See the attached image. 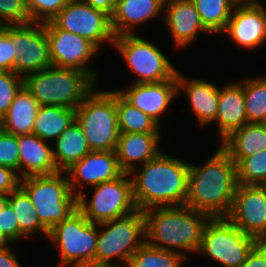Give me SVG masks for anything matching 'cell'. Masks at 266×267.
Instances as JSON below:
<instances>
[{
  "instance_id": "7c38bea8",
  "label": "cell",
  "mask_w": 266,
  "mask_h": 267,
  "mask_svg": "<svg viewBox=\"0 0 266 267\" xmlns=\"http://www.w3.org/2000/svg\"><path fill=\"white\" fill-rule=\"evenodd\" d=\"M51 22L59 29L87 39L99 51L102 44L108 43L113 46L115 36L111 27V17L83 0H69Z\"/></svg>"
},
{
  "instance_id": "8d00e7d4",
  "label": "cell",
  "mask_w": 266,
  "mask_h": 267,
  "mask_svg": "<svg viewBox=\"0 0 266 267\" xmlns=\"http://www.w3.org/2000/svg\"><path fill=\"white\" fill-rule=\"evenodd\" d=\"M0 21L4 25L31 23L26 0H0Z\"/></svg>"
},
{
  "instance_id": "c3c4849f",
  "label": "cell",
  "mask_w": 266,
  "mask_h": 267,
  "mask_svg": "<svg viewBox=\"0 0 266 267\" xmlns=\"http://www.w3.org/2000/svg\"><path fill=\"white\" fill-rule=\"evenodd\" d=\"M4 24L0 21V32L3 30Z\"/></svg>"
},
{
  "instance_id": "9c48e42d",
  "label": "cell",
  "mask_w": 266,
  "mask_h": 267,
  "mask_svg": "<svg viewBox=\"0 0 266 267\" xmlns=\"http://www.w3.org/2000/svg\"><path fill=\"white\" fill-rule=\"evenodd\" d=\"M90 201L84 190L77 196V209L92 223H102L127 216L137 209L129 173L91 187Z\"/></svg>"
},
{
  "instance_id": "30bf717a",
  "label": "cell",
  "mask_w": 266,
  "mask_h": 267,
  "mask_svg": "<svg viewBox=\"0 0 266 267\" xmlns=\"http://www.w3.org/2000/svg\"><path fill=\"white\" fill-rule=\"evenodd\" d=\"M113 47L119 51L130 71L137 75L136 84L163 82L177 74V68L163 51L137 34L116 36Z\"/></svg>"
},
{
  "instance_id": "4dcf8cb0",
  "label": "cell",
  "mask_w": 266,
  "mask_h": 267,
  "mask_svg": "<svg viewBox=\"0 0 266 267\" xmlns=\"http://www.w3.org/2000/svg\"><path fill=\"white\" fill-rule=\"evenodd\" d=\"M204 28L210 34H222L234 10L232 0H191Z\"/></svg>"
},
{
  "instance_id": "f1b7e54d",
  "label": "cell",
  "mask_w": 266,
  "mask_h": 267,
  "mask_svg": "<svg viewBox=\"0 0 266 267\" xmlns=\"http://www.w3.org/2000/svg\"><path fill=\"white\" fill-rule=\"evenodd\" d=\"M9 206L19 224V241L39 233L48 238L49 231L40 223L35 206L20 186L9 194Z\"/></svg>"
},
{
  "instance_id": "484cf974",
  "label": "cell",
  "mask_w": 266,
  "mask_h": 267,
  "mask_svg": "<svg viewBox=\"0 0 266 267\" xmlns=\"http://www.w3.org/2000/svg\"><path fill=\"white\" fill-rule=\"evenodd\" d=\"M38 101L23 86L15 95L7 113L0 119V128L16 136L33 133Z\"/></svg>"
},
{
  "instance_id": "ab89813d",
  "label": "cell",
  "mask_w": 266,
  "mask_h": 267,
  "mask_svg": "<svg viewBox=\"0 0 266 267\" xmlns=\"http://www.w3.org/2000/svg\"><path fill=\"white\" fill-rule=\"evenodd\" d=\"M16 55L17 51L13 47L10 36L2 30L0 32V71L14 72V60Z\"/></svg>"
},
{
  "instance_id": "d6a6232c",
  "label": "cell",
  "mask_w": 266,
  "mask_h": 267,
  "mask_svg": "<svg viewBox=\"0 0 266 267\" xmlns=\"http://www.w3.org/2000/svg\"><path fill=\"white\" fill-rule=\"evenodd\" d=\"M247 123H264L266 120V76L243 80Z\"/></svg>"
},
{
  "instance_id": "2e32d148",
  "label": "cell",
  "mask_w": 266,
  "mask_h": 267,
  "mask_svg": "<svg viewBox=\"0 0 266 267\" xmlns=\"http://www.w3.org/2000/svg\"><path fill=\"white\" fill-rule=\"evenodd\" d=\"M71 191L79 196L84 187L112 181L124 172L120 169L115 151H90L84 158L64 171Z\"/></svg>"
},
{
  "instance_id": "b9f144b4",
  "label": "cell",
  "mask_w": 266,
  "mask_h": 267,
  "mask_svg": "<svg viewBox=\"0 0 266 267\" xmlns=\"http://www.w3.org/2000/svg\"><path fill=\"white\" fill-rule=\"evenodd\" d=\"M240 267H266V242H258Z\"/></svg>"
},
{
  "instance_id": "8992f818",
  "label": "cell",
  "mask_w": 266,
  "mask_h": 267,
  "mask_svg": "<svg viewBox=\"0 0 266 267\" xmlns=\"http://www.w3.org/2000/svg\"><path fill=\"white\" fill-rule=\"evenodd\" d=\"M20 187L29 196L40 223L48 231L77 209V196L71 191L64 171L21 178Z\"/></svg>"
},
{
  "instance_id": "f546056e",
  "label": "cell",
  "mask_w": 266,
  "mask_h": 267,
  "mask_svg": "<svg viewBox=\"0 0 266 267\" xmlns=\"http://www.w3.org/2000/svg\"><path fill=\"white\" fill-rule=\"evenodd\" d=\"M116 110L120 133L162 132V128L152 118L130 104L117 90Z\"/></svg>"
},
{
  "instance_id": "4fadbf2b",
  "label": "cell",
  "mask_w": 266,
  "mask_h": 267,
  "mask_svg": "<svg viewBox=\"0 0 266 267\" xmlns=\"http://www.w3.org/2000/svg\"><path fill=\"white\" fill-rule=\"evenodd\" d=\"M17 51L14 73L22 77L52 66L49 43L43 23L31 22L23 25H4Z\"/></svg>"
},
{
  "instance_id": "277c9868",
  "label": "cell",
  "mask_w": 266,
  "mask_h": 267,
  "mask_svg": "<svg viewBox=\"0 0 266 267\" xmlns=\"http://www.w3.org/2000/svg\"><path fill=\"white\" fill-rule=\"evenodd\" d=\"M97 82L86 72L51 66L23 77V86L40 106L76 109L95 89Z\"/></svg>"
},
{
  "instance_id": "8fae6325",
  "label": "cell",
  "mask_w": 266,
  "mask_h": 267,
  "mask_svg": "<svg viewBox=\"0 0 266 267\" xmlns=\"http://www.w3.org/2000/svg\"><path fill=\"white\" fill-rule=\"evenodd\" d=\"M257 243L227 217H216L206 224L197 254L208 256L221 267H240Z\"/></svg>"
},
{
  "instance_id": "7dc6e473",
  "label": "cell",
  "mask_w": 266,
  "mask_h": 267,
  "mask_svg": "<svg viewBox=\"0 0 266 267\" xmlns=\"http://www.w3.org/2000/svg\"><path fill=\"white\" fill-rule=\"evenodd\" d=\"M264 191L266 192V180L260 185Z\"/></svg>"
},
{
  "instance_id": "d590c367",
  "label": "cell",
  "mask_w": 266,
  "mask_h": 267,
  "mask_svg": "<svg viewBox=\"0 0 266 267\" xmlns=\"http://www.w3.org/2000/svg\"><path fill=\"white\" fill-rule=\"evenodd\" d=\"M22 87V76L13 71H0V119L7 113L15 95Z\"/></svg>"
},
{
  "instance_id": "5b68a950",
  "label": "cell",
  "mask_w": 266,
  "mask_h": 267,
  "mask_svg": "<svg viewBox=\"0 0 266 267\" xmlns=\"http://www.w3.org/2000/svg\"><path fill=\"white\" fill-rule=\"evenodd\" d=\"M144 243L145 218L139 209L127 216L98 223L96 267H126L130 257Z\"/></svg>"
},
{
  "instance_id": "f6af8a7d",
  "label": "cell",
  "mask_w": 266,
  "mask_h": 267,
  "mask_svg": "<svg viewBox=\"0 0 266 267\" xmlns=\"http://www.w3.org/2000/svg\"><path fill=\"white\" fill-rule=\"evenodd\" d=\"M234 9H266L259 0H232Z\"/></svg>"
},
{
  "instance_id": "cb8c5ba5",
  "label": "cell",
  "mask_w": 266,
  "mask_h": 267,
  "mask_svg": "<svg viewBox=\"0 0 266 267\" xmlns=\"http://www.w3.org/2000/svg\"><path fill=\"white\" fill-rule=\"evenodd\" d=\"M236 82H229L221 87L219 86L218 112L212 122H216V125H218L219 142L232 130L240 128L247 123L243 80Z\"/></svg>"
},
{
  "instance_id": "ee69618b",
  "label": "cell",
  "mask_w": 266,
  "mask_h": 267,
  "mask_svg": "<svg viewBox=\"0 0 266 267\" xmlns=\"http://www.w3.org/2000/svg\"><path fill=\"white\" fill-rule=\"evenodd\" d=\"M85 3L91 5L93 8L105 12L110 17L115 11L116 3L114 0H83Z\"/></svg>"
},
{
  "instance_id": "bcb514c9",
  "label": "cell",
  "mask_w": 266,
  "mask_h": 267,
  "mask_svg": "<svg viewBox=\"0 0 266 267\" xmlns=\"http://www.w3.org/2000/svg\"><path fill=\"white\" fill-rule=\"evenodd\" d=\"M13 243L14 242L8 236L0 232V250L11 248L9 245Z\"/></svg>"
},
{
  "instance_id": "52a82bcc",
  "label": "cell",
  "mask_w": 266,
  "mask_h": 267,
  "mask_svg": "<svg viewBox=\"0 0 266 267\" xmlns=\"http://www.w3.org/2000/svg\"><path fill=\"white\" fill-rule=\"evenodd\" d=\"M75 121L83 130L91 151H115L120 134L116 90L95 88L76 108Z\"/></svg>"
},
{
  "instance_id": "4316f807",
  "label": "cell",
  "mask_w": 266,
  "mask_h": 267,
  "mask_svg": "<svg viewBox=\"0 0 266 267\" xmlns=\"http://www.w3.org/2000/svg\"><path fill=\"white\" fill-rule=\"evenodd\" d=\"M54 142L53 157L59 171H65L91 151L83 130L76 121Z\"/></svg>"
},
{
  "instance_id": "7bdbcfd3",
  "label": "cell",
  "mask_w": 266,
  "mask_h": 267,
  "mask_svg": "<svg viewBox=\"0 0 266 267\" xmlns=\"http://www.w3.org/2000/svg\"><path fill=\"white\" fill-rule=\"evenodd\" d=\"M0 267H22V265L18 261L17 253L7 248L0 250Z\"/></svg>"
},
{
  "instance_id": "60d3db41",
  "label": "cell",
  "mask_w": 266,
  "mask_h": 267,
  "mask_svg": "<svg viewBox=\"0 0 266 267\" xmlns=\"http://www.w3.org/2000/svg\"><path fill=\"white\" fill-rule=\"evenodd\" d=\"M20 176L8 167L0 165V194H10L20 186Z\"/></svg>"
},
{
  "instance_id": "f35d334b",
  "label": "cell",
  "mask_w": 266,
  "mask_h": 267,
  "mask_svg": "<svg viewBox=\"0 0 266 267\" xmlns=\"http://www.w3.org/2000/svg\"><path fill=\"white\" fill-rule=\"evenodd\" d=\"M0 232L8 236L14 244L19 241V224L9 206V194H0Z\"/></svg>"
},
{
  "instance_id": "d4e9b609",
  "label": "cell",
  "mask_w": 266,
  "mask_h": 267,
  "mask_svg": "<svg viewBox=\"0 0 266 267\" xmlns=\"http://www.w3.org/2000/svg\"><path fill=\"white\" fill-rule=\"evenodd\" d=\"M237 165L243 158L266 150V125L246 123L232 130L219 145Z\"/></svg>"
},
{
  "instance_id": "ba28073f",
  "label": "cell",
  "mask_w": 266,
  "mask_h": 267,
  "mask_svg": "<svg viewBox=\"0 0 266 267\" xmlns=\"http://www.w3.org/2000/svg\"><path fill=\"white\" fill-rule=\"evenodd\" d=\"M98 224L76 209L49 230L48 238L59 250V267H96Z\"/></svg>"
},
{
  "instance_id": "e575fe53",
  "label": "cell",
  "mask_w": 266,
  "mask_h": 267,
  "mask_svg": "<svg viewBox=\"0 0 266 267\" xmlns=\"http://www.w3.org/2000/svg\"><path fill=\"white\" fill-rule=\"evenodd\" d=\"M69 0H26L31 22L52 21L66 6Z\"/></svg>"
},
{
  "instance_id": "3957f363",
  "label": "cell",
  "mask_w": 266,
  "mask_h": 267,
  "mask_svg": "<svg viewBox=\"0 0 266 267\" xmlns=\"http://www.w3.org/2000/svg\"><path fill=\"white\" fill-rule=\"evenodd\" d=\"M143 212L147 244L185 258L189 253L197 254L204 228L211 219L208 214L185 205L157 206Z\"/></svg>"
},
{
  "instance_id": "ac0fdd59",
  "label": "cell",
  "mask_w": 266,
  "mask_h": 267,
  "mask_svg": "<svg viewBox=\"0 0 266 267\" xmlns=\"http://www.w3.org/2000/svg\"><path fill=\"white\" fill-rule=\"evenodd\" d=\"M163 21L171 33L175 47H189L200 32L210 34L203 26L199 13L191 0H170L164 2Z\"/></svg>"
},
{
  "instance_id": "836d02e7",
  "label": "cell",
  "mask_w": 266,
  "mask_h": 267,
  "mask_svg": "<svg viewBox=\"0 0 266 267\" xmlns=\"http://www.w3.org/2000/svg\"><path fill=\"white\" fill-rule=\"evenodd\" d=\"M236 166L238 185H261L266 180V150L243 158Z\"/></svg>"
},
{
  "instance_id": "d6986e66",
  "label": "cell",
  "mask_w": 266,
  "mask_h": 267,
  "mask_svg": "<svg viewBox=\"0 0 266 267\" xmlns=\"http://www.w3.org/2000/svg\"><path fill=\"white\" fill-rule=\"evenodd\" d=\"M176 75L178 95L181 91L186 93L199 125L204 127L211 124L218 112L219 87L201 77L189 79L179 70Z\"/></svg>"
},
{
  "instance_id": "74e56055",
  "label": "cell",
  "mask_w": 266,
  "mask_h": 267,
  "mask_svg": "<svg viewBox=\"0 0 266 267\" xmlns=\"http://www.w3.org/2000/svg\"><path fill=\"white\" fill-rule=\"evenodd\" d=\"M0 165L16 171L19 175V146L17 136L0 128Z\"/></svg>"
},
{
  "instance_id": "6da1fadb",
  "label": "cell",
  "mask_w": 266,
  "mask_h": 267,
  "mask_svg": "<svg viewBox=\"0 0 266 267\" xmlns=\"http://www.w3.org/2000/svg\"><path fill=\"white\" fill-rule=\"evenodd\" d=\"M237 186V166L219 146L203 165L189 164L185 206L211 218L227 217Z\"/></svg>"
},
{
  "instance_id": "e0dca14e",
  "label": "cell",
  "mask_w": 266,
  "mask_h": 267,
  "mask_svg": "<svg viewBox=\"0 0 266 267\" xmlns=\"http://www.w3.org/2000/svg\"><path fill=\"white\" fill-rule=\"evenodd\" d=\"M132 85V86H131ZM117 91L133 106L152 118L161 128L162 115L168 111L178 96L177 75L171 80L158 83H133Z\"/></svg>"
},
{
  "instance_id": "7402d4cb",
  "label": "cell",
  "mask_w": 266,
  "mask_h": 267,
  "mask_svg": "<svg viewBox=\"0 0 266 267\" xmlns=\"http://www.w3.org/2000/svg\"><path fill=\"white\" fill-rule=\"evenodd\" d=\"M17 143L20 178L59 172L53 157V147L48 141L31 133L17 136Z\"/></svg>"
},
{
  "instance_id": "83f0119b",
  "label": "cell",
  "mask_w": 266,
  "mask_h": 267,
  "mask_svg": "<svg viewBox=\"0 0 266 267\" xmlns=\"http://www.w3.org/2000/svg\"><path fill=\"white\" fill-rule=\"evenodd\" d=\"M76 109L60 106H40L34 122L33 134L45 141H54L75 121Z\"/></svg>"
},
{
  "instance_id": "7a4b0ae2",
  "label": "cell",
  "mask_w": 266,
  "mask_h": 267,
  "mask_svg": "<svg viewBox=\"0 0 266 267\" xmlns=\"http://www.w3.org/2000/svg\"><path fill=\"white\" fill-rule=\"evenodd\" d=\"M189 162L163 151L129 174L137 209L185 205L188 192Z\"/></svg>"
},
{
  "instance_id": "44dd1931",
  "label": "cell",
  "mask_w": 266,
  "mask_h": 267,
  "mask_svg": "<svg viewBox=\"0 0 266 267\" xmlns=\"http://www.w3.org/2000/svg\"><path fill=\"white\" fill-rule=\"evenodd\" d=\"M162 133H120L115 149L118 164L124 173H130L156 158L162 151L159 148Z\"/></svg>"
},
{
  "instance_id": "ffe728a7",
  "label": "cell",
  "mask_w": 266,
  "mask_h": 267,
  "mask_svg": "<svg viewBox=\"0 0 266 267\" xmlns=\"http://www.w3.org/2000/svg\"><path fill=\"white\" fill-rule=\"evenodd\" d=\"M222 33L237 46L255 50L266 42V9H234Z\"/></svg>"
},
{
  "instance_id": "603a6c76",
  "label": "cell",
  "mask_w": 266,
  "mask_h": 267,
  "mask_svg": "<svg viewBox=\"0 0 266 267\" xmlns=\"http://www.w3.org/2000/svg\"><path fill=\"white\" fill-rule=\"evenodd\" d=\"M163 7L162 0H119L111 16L114 36L135 34L136 26L139 27L161 16Z\"/></svg>"
},
{
  "instance_id": "9a60e30c",
  "label": "cell",
  "mask_w": 266,
  "mask_h": 267,
  "mask_svg": "<svg viewBox=\"0 0 266 267\" xmlns=\"http://www.w3.org/2000/svg\"><path fill=\"white\" fill-rule=\"evenodd\" d=\"M227 218L246 235L266 242V192L260 185H238Z\"/></svg>"
},
{
  "instance_id": "1f68e13d",
  "label": "cell",
  "mask_w": 266,
  "mask_h": 267,
  "mask_svg": "<svg viewBox=\"0 0 266 267\" xmlns=\"http://www.w3.org/2000/svg\"><path fill=\"white\" fill-rule=\"evenodd\" d=\"M180 253L150 246L146 242L130 257L126 267H183Z\"/></svg>"
},
{
  "instance_id": "5bb4252c",
  "label": "cell",
  "mask_w": 266,
  "mask_h": 267,
  "mask_svg": "<svg viewBox=\"0 0 266 267\" xmlns=\"http://www.w3.org/2000/svg\"><path fill=\"white\" fill-rule=\"evenodd\" d=\"M43 24L52 66L84 71L97 81L100 75L96 70L90 69L88 63L100 51L87 39L59 29L51 21Z\"/></svg>"
}]
</instances>
